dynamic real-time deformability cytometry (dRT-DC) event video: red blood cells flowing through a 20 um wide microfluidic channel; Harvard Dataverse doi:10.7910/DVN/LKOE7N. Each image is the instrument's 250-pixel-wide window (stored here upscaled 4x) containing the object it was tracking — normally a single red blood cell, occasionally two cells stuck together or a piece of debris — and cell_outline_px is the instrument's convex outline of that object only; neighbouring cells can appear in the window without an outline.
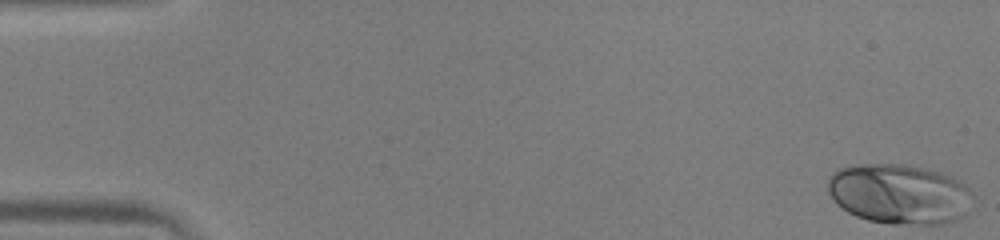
{"species": "human", "species_latin": "Homo sapiens", "temperature_condition": "warm", "stored_images_in_passage": 51, "camera_frame_rate_fps": 3000, "um_per_image_px": 0.085, "donor": {"sex": "male"}, "frame": {"image": 1, "passage_image": 1, "time_ms": 0.0, "image_size_px": [1000, 240], "cell_outline_px": [[976, 196], [964, 216], [956, 220], [944, 224], [888, 224], [868, 220], [856, 216], [848, 212], [836, 204], [832, 200], [828, 192], [828, 180], [836, 168], [848, 164], [904, 164], [928, 168], [952, 176], [964, 184]], "centroid_in_image_um": [76.45, 16.48], "position_along_channel_um": 8.6, "area_um2": 51.73}}
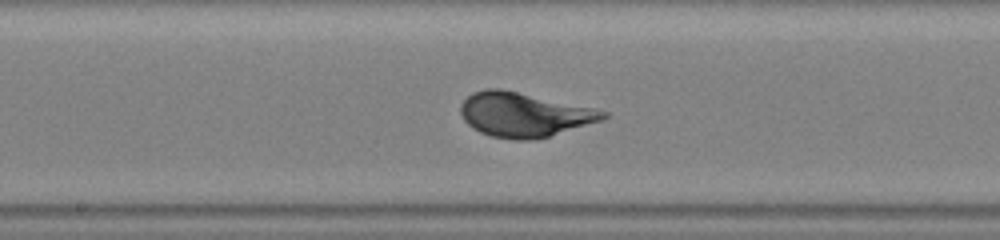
{"frame": {"image": 2, "passage_image": 27, "time_ms": 8.667, "image_size_px": [1000, 240], "cell_outline_px": [[608, 116], [604, 120], [548, 136], [532, 140], [516, 140], [492, 136], [480, 132], [472, 128], [464, 120], [460, 112], [460, 104], [472, 92], [484, 88], [500, 88], [596, 108], [608, 112]], "centroid_in_image_um": [44.54, 9.73], "position_along_channel_um": 203.7, "area_um2": 36.93}}
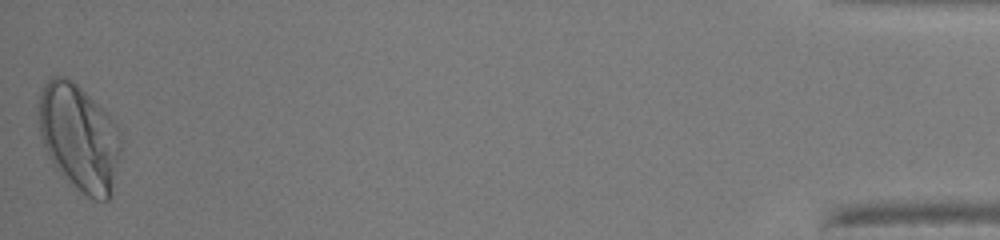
{"frame": {"image": 3, "passage_image": 51, "time_ms": 16.667, "image_size_px": [1000, 240], "cell_outline_px": [[120, 156], [112, 196], [108, 200], [96, 200], [88, 196], [68, 184], [56, 168], [40, 136], [36, 112], [40, 92], [48, 76], [64, 76], [72, 80], [108, 112], [120, 128]], "centroid_in_image_um": [6.73, 11.67], "position_along_channel_um": 428.5, "area_um2": 52.08}}